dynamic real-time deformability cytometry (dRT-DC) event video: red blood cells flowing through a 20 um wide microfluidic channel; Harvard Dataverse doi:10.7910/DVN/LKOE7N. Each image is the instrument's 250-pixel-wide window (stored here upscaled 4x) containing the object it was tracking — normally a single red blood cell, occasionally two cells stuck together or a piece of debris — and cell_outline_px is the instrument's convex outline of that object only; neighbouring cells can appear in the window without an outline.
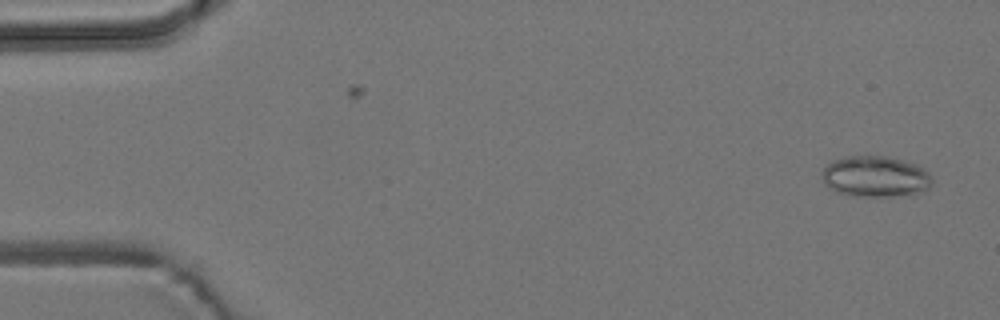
{"species": "common noctule bat (a hibernating species)", "species_latin": "Nyctalus noctula", "temperature_condition": "room temperature", "stored_images_in_passage": 2, "camera_frame_rate_fps": 3000, "um_per_image_px": 0.085, "animal": {"sex": "male", "body_mass_g": 19.2, "forearm_length_mm": 51.8}, "frame": {"image": 1, "passage_image": 2, "time_ms": 1.0, "image_size_px": [1000, 320], "cell_outline_px": [[932, 184], [924, 192], [912, 196], [848, 196], [836, 192], [828, 188], [824, 184], [820, 172], [832, 160], [844, 156], [888, 156], [920, 164], [932, 176]], "centroid_in_image_um": [74.43, 15.01], "position_along_channel_um": 10.6, "area_um2": 27.22}}